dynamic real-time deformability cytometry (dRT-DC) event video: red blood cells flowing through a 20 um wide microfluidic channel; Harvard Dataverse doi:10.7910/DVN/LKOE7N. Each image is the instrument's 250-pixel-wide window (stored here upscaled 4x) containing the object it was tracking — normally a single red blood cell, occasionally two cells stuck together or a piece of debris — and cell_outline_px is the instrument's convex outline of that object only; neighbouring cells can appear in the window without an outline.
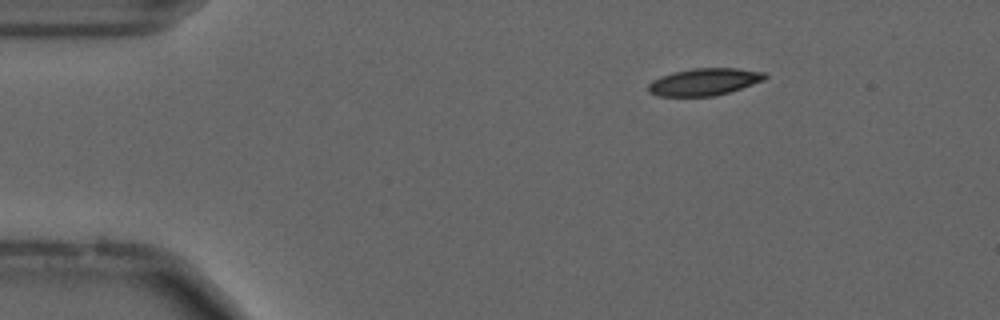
{"species": "common noctule bat (a hibernating species)", "species_latin": "Nyctalus noctula", "temperature_condition": "cold", "stored_images_in_passage": 56, "camera_frame_rate_fps": 3000, "um_per_image_px": 0.085, "animal": {"sex": "male", "forearm_length_mm": 52.5}, "frame": {"image": 1, "passage_image": 9, "time_ms": 2.667, "image_size_px": [1000, 320], "cell_outline_px": [[768, 76], [764, 80], [728, 92], [712, 96], [656, 96], [648, 92], [648, 84], [652, 80], [660, 76], [672, 72], [692, 68], [736, 68], [764, 72]], "centroid_in_image_um": [59.81, 6.95], "position_along_channel_um": 25.2, "area_um2": 18.44}, "authors_computed_cell_mechanics": {"area_um2": 18.5538, "velocity_mm_per_s": 3.6852, "shape_relaxation_time_tau1_ms": null, "shape_relaxation_time_tau2_ms": 4.4986, "deformation_change_tau1": null, "deformation_change_tau2": 0.1091}}